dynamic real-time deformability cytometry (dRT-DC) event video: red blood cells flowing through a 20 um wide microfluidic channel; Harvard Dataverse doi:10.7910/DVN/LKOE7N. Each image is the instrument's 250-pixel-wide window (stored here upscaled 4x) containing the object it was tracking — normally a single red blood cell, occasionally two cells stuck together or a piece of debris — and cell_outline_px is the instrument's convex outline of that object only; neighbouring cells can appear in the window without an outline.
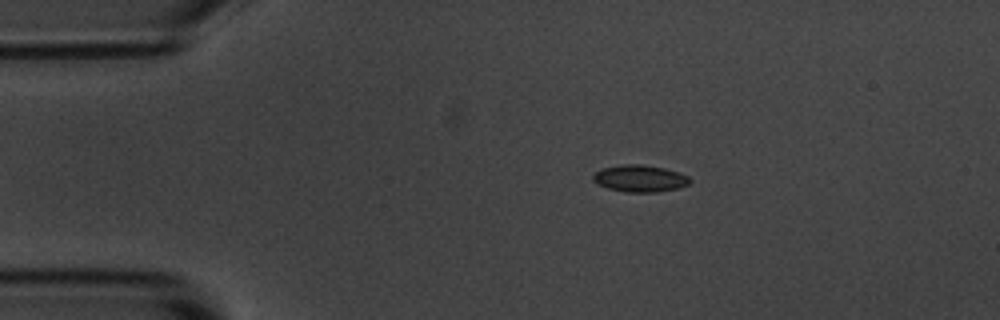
{"species": "common noctule bat (a hibernating species)", "species_latin": "Nyctalus noctula", "temperature_condition": "room temperature", "stored_images_in_passage": 55, "camera_frame_rate_fps": 3000, "um_per_image_px": 0.085, "animal": {"sex": "male", "body_mass_g": 20.1, "forearm_length_mm": 53.5}, "frame": {"image": 1, "passage_image": 10, "time_ms": 3.0, "image_size_px": [1000, 320], "cell_outline_px": [[692, 180], [688, 184], [680, 188], [656, 192], [624, 192], [608, 188], [596, 184], [592, 180], [592, 176], [600, 168], [624, 164], [640, 164], [664, 168], [688, 176]], "centroid_in_image_um": [54.36, 15.17], "position_along_channel_um": 30.6, "area_um2": 15.26}}
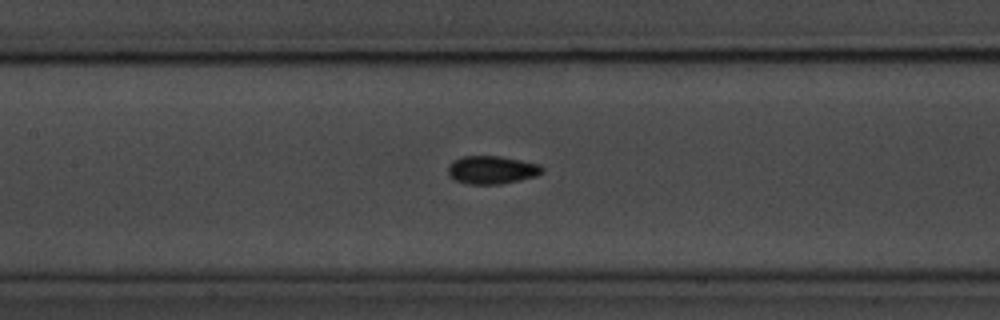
{"frame": {"image": 2, "passage_image": 25, "time_ms": 8.0, "image_size_px": [1000, 320], "cell_outline_px": [[544, 172], [536, 176], [500, 184], [472, 184], [456, 180], [448, 172], [448, 164], [452, 160], [460, 156], [500, 156], [540, 164], [544, 168]], "centroid_in_image_um": [41.82, 14.42], "position_along_channel_um": 165.6, "area_um2": 15.37}}
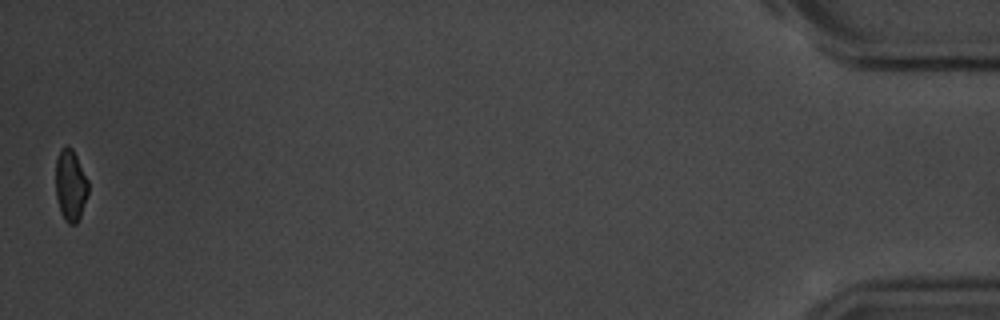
{"frame": {"image": 3, "passage_image": 55, "time_ms": 18.0, "image_size_px": [1000, 320], "cell_outline_px": [[88, 196], [80, 216], [76, 224], [68, 224], [64, 220], [60, 212], [56, 196], [56, 160], [60, 148], [72, 148], [88, 180]], "centroid_in_image_um": [5.99, 15.79], "position_along_channel_um": 429.2, "area_um2": 13.53}, "authors_computed_cell_mechanics": {"area_um2": 14.6234, "velocity_mm_per_s": 3.5898, "shape_relaxation_time_tau1_ms": 2.3191, "shape_relaxation_time_tau2_ms": 4.003, "deformation_change_tau1": 0.0787, "deformation_change_tau2": 0.0608}}